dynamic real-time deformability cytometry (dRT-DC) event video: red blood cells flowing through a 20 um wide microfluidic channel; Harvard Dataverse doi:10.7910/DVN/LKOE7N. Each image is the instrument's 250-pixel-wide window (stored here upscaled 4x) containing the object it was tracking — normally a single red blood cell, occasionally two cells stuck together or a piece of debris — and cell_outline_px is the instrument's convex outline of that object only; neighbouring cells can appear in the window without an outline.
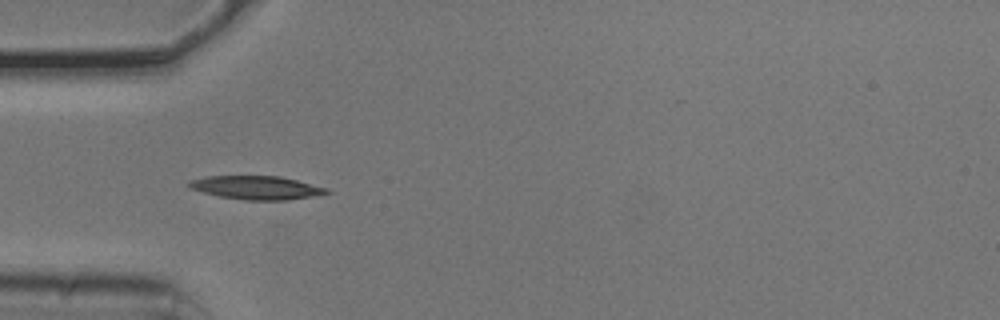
{"species": "common noctule bat (a hibernating species)", "species_latin": "Nyctalus noctula", "temperature_condition": "cold", "stored_images_in_passage": 5, "camera_frame_rate_fps": 3000, "um_per_image_px": 0.085, "animal": {"sex": "male", "body_mass_g": 20.5, "forearm_length_mm": 52.5}, "frame": {"image": 1, "passage_image": 4, "time_ms": 1.0, "image_size_px": [1000, 320], "cell_outline_px": [[332, 192], [312, 196], [288, 200], [244, 200], [220, 196], [188, 188], [184, 184], [188, 180], [208, 176], [280, 176], [328, 188]], "centroid_in_image_um": [21.76, 15.94], "position_along_channel_um": 63.2, "area_um2": 18.9}}
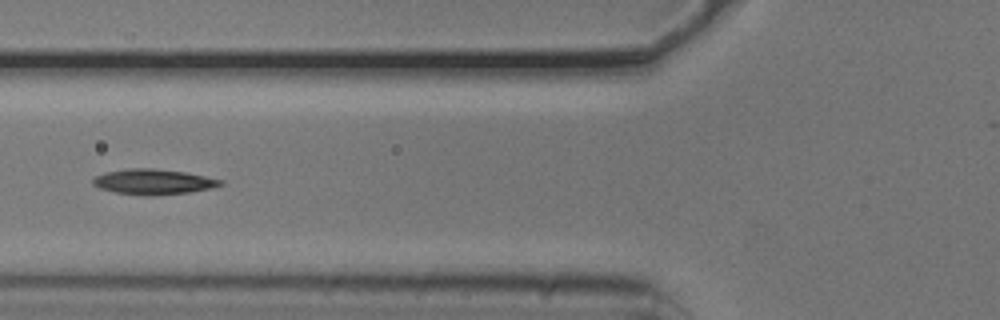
{"frame": {"image": 2, "passage_image": 5, "time_ms": 1.333, "image_size_px": [1000, 320], "cell_outline_px": [[224, 184], [212, 188], [188, 192], [148, 196], [116, 192], [100, 188], [92, 184], [92, 180], [96, 176], [104, 172], [128, 168], [152, 168], [184, 172], [224, 180]], "centroid_in_image_um": [13.03, 15.44], "position_along_channel_um": 112.8, "area_um2": 18.73}}